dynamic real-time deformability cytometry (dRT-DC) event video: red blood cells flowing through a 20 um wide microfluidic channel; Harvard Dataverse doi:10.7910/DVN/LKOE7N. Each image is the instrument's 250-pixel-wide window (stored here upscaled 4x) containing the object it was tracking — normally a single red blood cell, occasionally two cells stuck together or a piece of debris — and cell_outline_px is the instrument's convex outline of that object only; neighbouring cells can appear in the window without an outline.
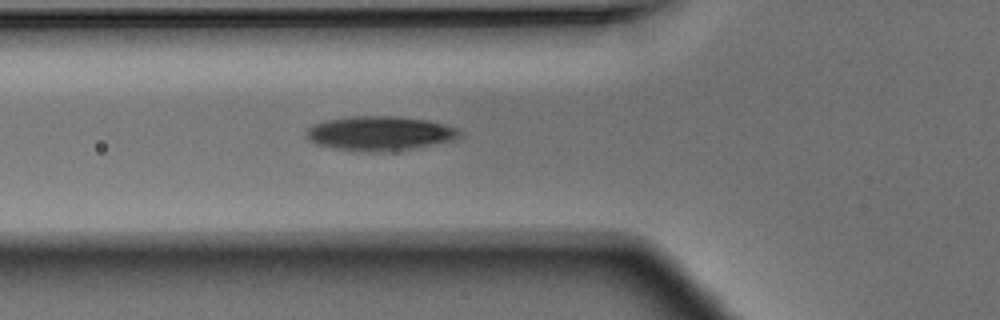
{"species": "Egyptian fruit bat (a non-hibernating species)", "species_latin": "Rousettus aegyptiacus", "temperature_condition": "warm", "stored_images_in_passage": 4, "segment_of_instrument_passage": [2, 2], "camera_frame_rate_fps": 3000, "um_per_image_px": 0.085, "animal": {"sex": "male"}, "frame": {"image": 1, "passage_image": 4, "time_ms": 1.0, "image_size_px": [1000, 320], "cell_outline_px": [[608, 172], [596, 180], [568, 184], [508, 188], [476, 188], [464, 180], [468, 168], [472, 164], [480, 160], [564, 156], [572, 156], [604, 160], [608, 164]], "centroid_in_image_um": [45.43, 14.6], "position_along_channel_um": 80.4, "area_um2": 26.82}}